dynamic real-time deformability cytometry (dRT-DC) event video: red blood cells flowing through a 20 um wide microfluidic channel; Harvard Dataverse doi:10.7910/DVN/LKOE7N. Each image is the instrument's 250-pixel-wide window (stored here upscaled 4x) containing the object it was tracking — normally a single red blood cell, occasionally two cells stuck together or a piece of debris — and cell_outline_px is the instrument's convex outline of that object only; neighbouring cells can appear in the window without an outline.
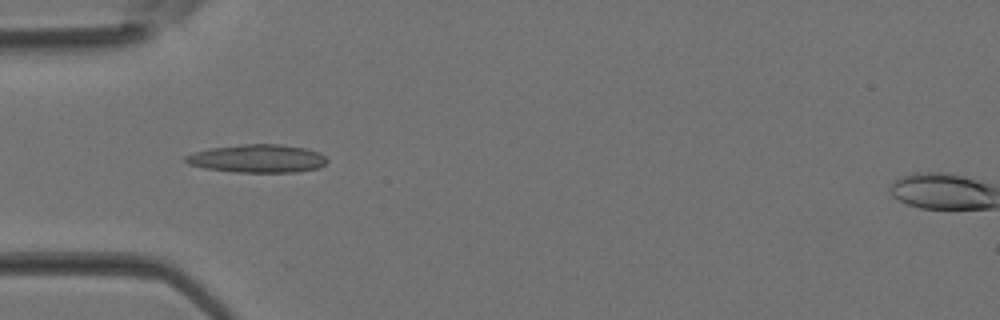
{"species": "Egyptian fruit bat (a non-hibernating species)", "species_latin": "Rousettus aegyptiacus", "temperature_condition": "room temperature", "stored_images_in_passage": 2, "camera_frame_rate_fps": 3000, "um_per_image_px": 0.085, "animal": {"sex": "female"}, "frame": {"image": 1, "passage_image": 2, "time_ms": 0.333, "image_size_px": [1000, 320], "cell_outline_px": [[328, 160], [324, 164], [316, 168], [296, 172], [236, 172], [204, 168], [188, 164], [184, 160], [184, 156], [196, 152], [212, 148], [244, 144], [276, 144], [304, 148], [320, 152]], "centroid_in_image_um": [21.87, 13.48], "position_along_channel_um": 63.1, "area_um2": 22.95}}